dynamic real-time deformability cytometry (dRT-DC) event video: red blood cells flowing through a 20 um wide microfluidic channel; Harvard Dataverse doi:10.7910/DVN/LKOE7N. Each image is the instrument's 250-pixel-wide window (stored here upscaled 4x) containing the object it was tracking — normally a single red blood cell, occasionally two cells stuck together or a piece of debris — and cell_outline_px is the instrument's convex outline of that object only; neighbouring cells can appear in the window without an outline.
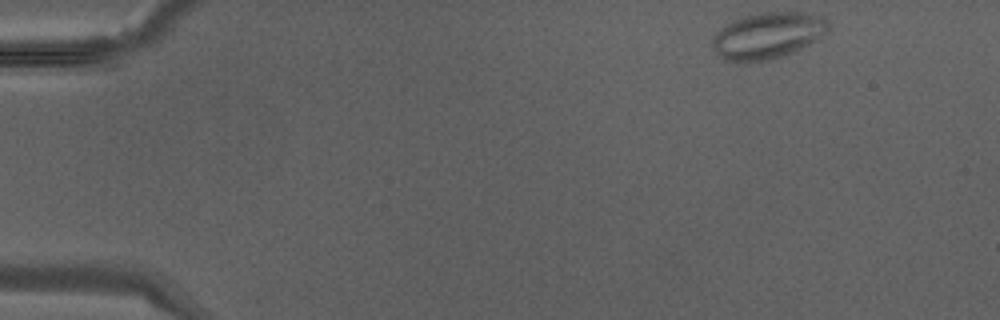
{"species": "Egyptian fruit bat (a non-hibernating species)", "species_latin": "Rousettus aegyptiacus", "temperature_condition": "warm", "stored_images_in_passage": 17, "segment_of_instrument_passage": [1, 2], "camera_frame_rate_fps": 3000, "um_per_image_px": 0.085, "animal": {"sex": "male"}, "frame": {"image": 1, "passage_image": 1, "time_ms": 0.0, "image_size_px": [1000, 320], "cell_outline_px": [[828, 28], [824, 32], [800, 48], [792, 52], [768, 60], [744, 64], [736, 64], [724, 60], [712, 48], [712, 40], [716, 32], [732, 20], [744, 16], [760, 12], [800, 12], [824, 16], [828, 20]], "centroid_in_image_um": [65.16, 3.04], "position_along_channel_um": 19.8, "area_um2": 31.27}}